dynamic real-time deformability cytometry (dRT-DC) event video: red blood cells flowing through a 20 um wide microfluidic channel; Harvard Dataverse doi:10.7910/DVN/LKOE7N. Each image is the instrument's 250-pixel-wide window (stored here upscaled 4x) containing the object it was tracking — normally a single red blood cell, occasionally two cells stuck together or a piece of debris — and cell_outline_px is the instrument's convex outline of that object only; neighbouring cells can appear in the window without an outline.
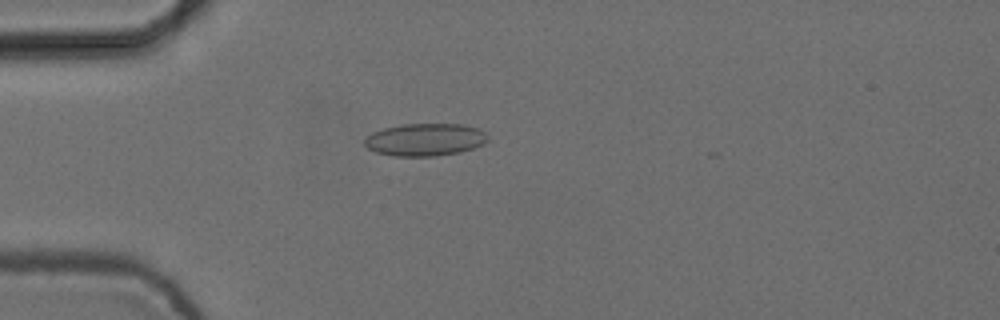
{"species": "common noctule bat (a hibernating species)", "species_latin": "Nyctalus noctula", "temperature_condition": "cold", "stored_images_in_passage": 2, "camera_frame_rate_fps": 3000, "um_per_image_px": 0.085, "animal": {"sex": "female", "body_mass_g": 24.6, "forearm_length_mm": 56.2}, "frame": {"image": 1, "passage_image": 2, "time_ms": 0.333, "image_size_px": [1000, 320], "cell_outline_px": [[488, 140], [484, 144], [460, 152], [436, 156], [392, 156], [376, 152], [368, 148], [364, 144], [364, 140], [372, 132], [384, 128], [400, 124], [460, 124], [480, 128], [488, 136]], "centroid_in_image_um": [36.14, 11.87], "position_along_channel_um": 48.9, "area_um2": 23.47}}